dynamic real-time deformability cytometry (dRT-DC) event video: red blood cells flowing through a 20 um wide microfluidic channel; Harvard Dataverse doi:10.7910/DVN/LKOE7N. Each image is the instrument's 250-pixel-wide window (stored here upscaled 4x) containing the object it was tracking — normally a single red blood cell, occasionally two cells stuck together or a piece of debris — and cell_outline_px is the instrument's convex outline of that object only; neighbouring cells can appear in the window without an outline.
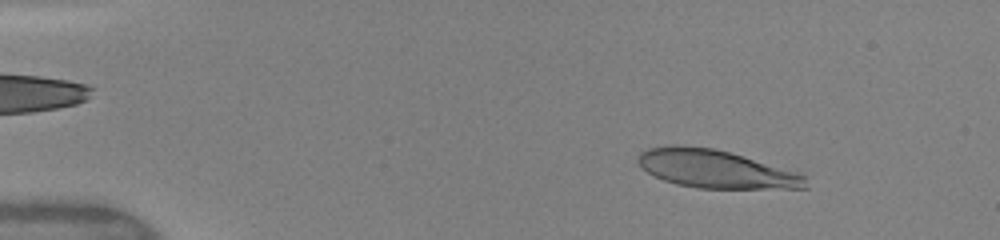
{"species": "human", "species_latin": "Homo sapiens", "temperature_condition": "warm", "stored_images_in_passage": 48, "camera_frame_rate_fps": 3000, "um_per_image_px": 0.085, "donor": {"sex": "female"}, "frame": {"image": 1, "passage_image": 6, "time_ms": 1.667, "image_size_px": [1000, 240], "cell_outline_px": [[808, 188], [696, 188], [676, 184], [664, 180], [640, 168], [636, 160], [640, 152], [648, 148], [672, 144], [684, 144], [712, 148], [728, 152], [796, 172], [804, 176]], "centroid_in_image_um": [60.73, 14.35], "position_along_channel_um": 24.3, "area_um2": 36.93}}
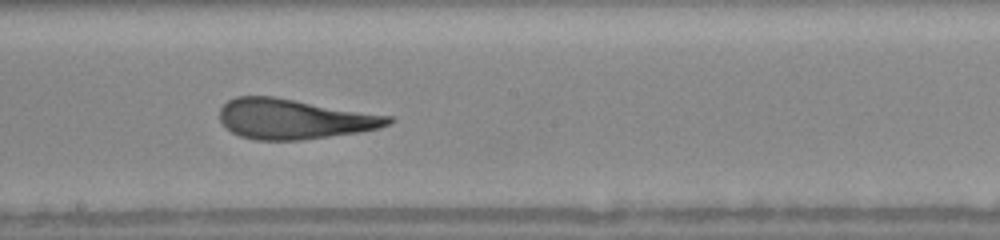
{"frame": {"image": 2, "passage_image": 27, "time_ms": 8.667, "image_size_px": [1000, 240], "cell_outline_px": [[396, 120], [392, 124], [380, 128], [360, 132], [300, 140], [256, 140], [240, 136], [232, 132], [220, 120], [220, 108], [228, 100], [236, 96], [272, 96], [392, 116]], "centroid_in_image_um": [25.03, 10.11], "position_along_channel_um": 223.2, "area_um2": 39.36}}
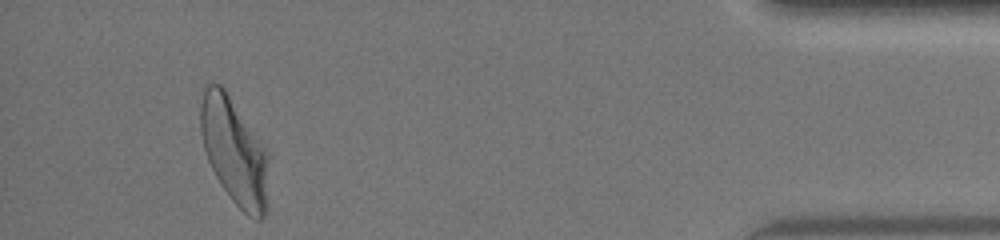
{"frame": {"image": 3, "passage_image": 45, "time_ms": 14.667, "image_size_px": [1000, 240], "cell_outline_px": [[268, 208], [264, 216], [260, 220], [256, 220], [248, 216], [232, 200], [220, 184], [208, 160], [204, 148], [200, 132], [200, 104], [204, 88], [208, 84], [220, 84], [224, 88], [268, 152]], "centroid_in_image_um": [19.93, 12.91], "position_along_channel_um": 415.3, "area_um2": 42.31}, "authors_computed_cell_mechanics": {"area_um2": 39.8531, "velocity_mm_per_s": 4.1235, "shape_relaxation_time_tau1_ms": 4.3632, "shape_relaxation_time_tau2_ms": 0.9648, "deformation_change_tau1": 0.2211, "deformation_change_tau2": 0.1106}}